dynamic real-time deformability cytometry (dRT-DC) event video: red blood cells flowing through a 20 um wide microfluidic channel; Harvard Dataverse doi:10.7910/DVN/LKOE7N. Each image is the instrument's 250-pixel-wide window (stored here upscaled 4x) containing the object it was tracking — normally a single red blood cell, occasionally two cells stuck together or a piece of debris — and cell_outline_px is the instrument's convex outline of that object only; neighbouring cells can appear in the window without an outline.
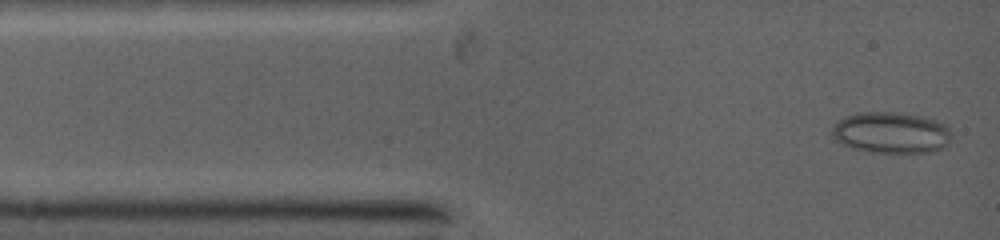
{"species": "common noctule bat (a hibernating species)", "species_latin": "Nyctalus noctula", "temperature_condition": "warm", "stored_images_in_passage": 9, "camera_frame_rate_fps": 5000, "um_per_image_px": 0.085, "animal": {"sex": "female", "body_mass_g": 19.0, "forearm_length_mm": 53.3}, "frame": {"image": 1, "passage_image": 1, "time_ms": 0.0, "image_size_px": [1000, 240], "cell_outline_px": [[948, 136], [944, 144], [936, 148], [924, 152], [888, 152], [860, 148], [844, 144], [832, 132], [832, 128], [840, 120], [848, 116], [864, 112], [892, 112], [916, 116], [932, 120], [948, 128]], "centroid_in_image_um": [75.7, 11.25], "position_along_channel_um": 9.3, "area_um2": 26.65}}
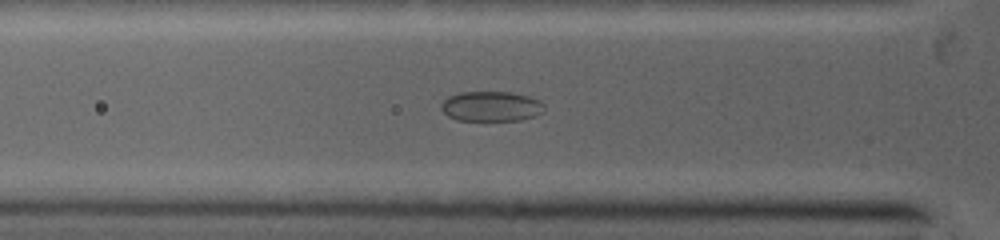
{"frame": {"image": 2, "passage_image": 7, "time_ms": 3.0, "image_size_px": [1000, 240], "cell_outline_px": [[544, 112], [520, 120], [456, 120], [448, 116], [440, 108], [440, 104], [448, 96], [460, 92], [508, 92], [528, 96], [540, 100], [544, 104]], "centroid_in_image_um": [41.73, 9.03], "position_along_channel_um": 84.1, "area_um2": 18.03}}
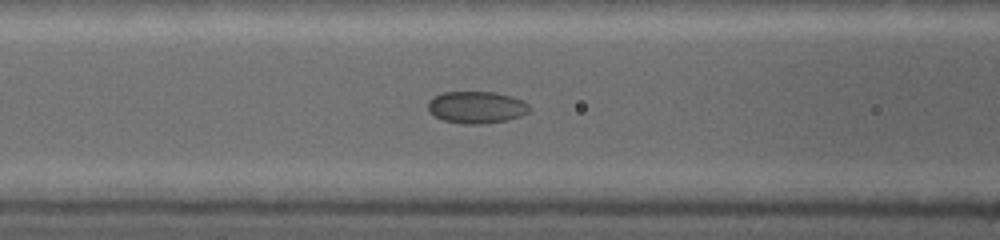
{"frame": {"image": 3, "passage_image": 9, "time_ms": 4.0, "image_size_px": [1000, 240], "cell_outline_px": [[528, 112], [520, 116], [504, 120], [476, 124], [468, 124], [444, 120], [436, 116], [428, 108], [428, 104], [436, 96], [444, 92], [492, 92], [508, 96], [520, 100], [528, 104]], "centroid_in_image_um": [40.5, 9.11], "position_along_channel_um": 126.1, "area_um2": 18.15}}